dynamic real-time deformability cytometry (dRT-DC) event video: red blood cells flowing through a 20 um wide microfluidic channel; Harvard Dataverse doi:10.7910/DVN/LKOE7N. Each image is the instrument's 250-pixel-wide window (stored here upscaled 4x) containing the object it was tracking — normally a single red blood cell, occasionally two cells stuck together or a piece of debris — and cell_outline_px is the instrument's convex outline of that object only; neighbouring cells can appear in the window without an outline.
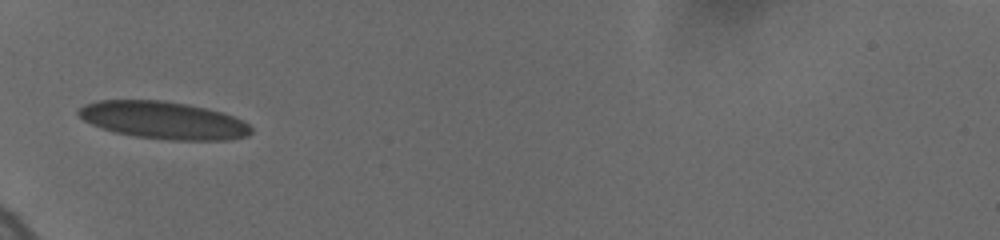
{"species": "human", "species_latin": "Homo sapiens", "temperature_condition": "cold", "stored_images_in_passage": 2, "camera_frame_rate_fps": 3000, "um_per_image_px": 0.085, "donor": {"sex": "female"}, "frame": {"image": 1, "passage_image": 1, "time_ms": 0.0, "image_size_px": [1000, 240], "cell_outline_px": [[252, 132], [248, 136], [228, 140], [168, 140], [136, 136], [112, 132], [100, 128], [84, 120], [76, 112], [84, 104], [100, 100], [160, 100], [188, 104], [224, 112], [244, 120], [252, 128]], "centroid_in_image_um": [13.92, 10.22], "position_along_channel_um": 71.1, "area_um2": 37.92}}